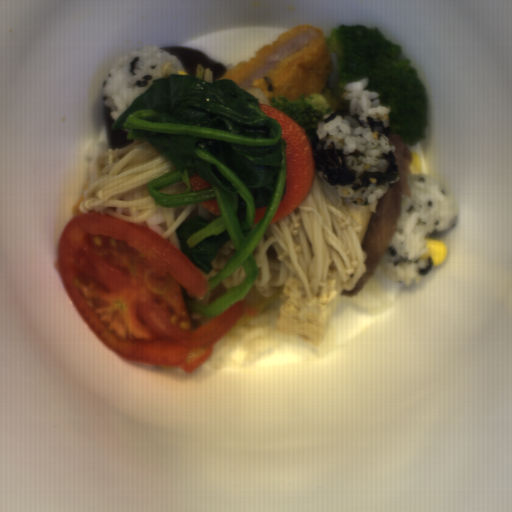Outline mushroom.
<instances>
[{"mask_svg":"<svg viewBox=\"0 0 512 512\" xmlns=\"http://www.w3.org/2000/svg\"><path fill=\"white\" fill-rule=\"evenodd\" d=\"M103 114H104L106 143H108L110 150L126 147L129 144L136 141L135 139L134 140L126 139L129 130H127L125 128L124 129H112V125L116 121L111 118L110 112L106 108L105 105L103 108Z\"/></svg>","mask_w":512,"mask_h":512,"instance_id":"mushroom-2","label":"mushroom"},{"mask_svg":"<svg viewBox=\"0 0 512 512\" xmlns=\"http://www.w3.org/2000/svg\"><path fill=\"white\" fill-rule=\"evenodd\" d=\"M168 51L172 56L178 57L185 72L189 76L197 77V65L208 68L212 71V82H215L220 76L228 72L227 66H224L204 54L200 49L187 46H167L160 47Z\"/></svg>","mask_w":512,"mask_h":512,"instance_id":"mushroom-1","label":"mushroom"}]
</instances>
